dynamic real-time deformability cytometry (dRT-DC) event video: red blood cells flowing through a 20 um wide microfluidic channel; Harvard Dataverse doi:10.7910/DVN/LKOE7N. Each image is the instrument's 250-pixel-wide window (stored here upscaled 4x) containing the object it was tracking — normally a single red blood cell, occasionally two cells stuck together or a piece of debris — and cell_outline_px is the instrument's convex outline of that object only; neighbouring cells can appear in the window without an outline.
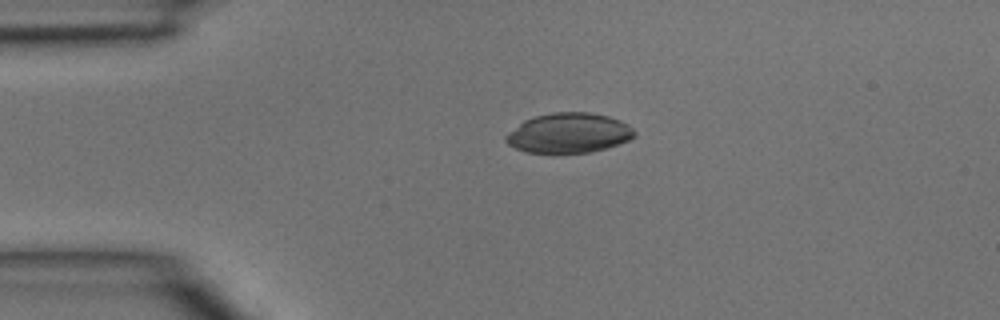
{"species": "common noctule bat (a hibernating species)", "species_latin": "Nyctalus noctula", "temperature_condition": "room temperature", "stored_images_in_passage": 3, "camera_frame_rate_fps": 3000, "um_per_image_px": 0.085, "animal": {"sex": "male", "body_mass_g": 15.6}, "frame": {"image": 1, "passage_image": 1, "time_ms": 0.0, "image_size_px": [1000, 320], "cell_outline_px": [[636, 136], [628, 140], [592, 152], [552, 156], [528, 152], [516, 148], [508, 144], [504, 140], [504, 136], [508, 132], [524, 120], [536, 116], [552, 112], [588, 112], [608, 116], [620, 120], [628, 124], [636, 132]], "centroid_in_image_um": [48.31, 11.34], "position_along_channel_um": 36.7, "area_um2": 30.58}}
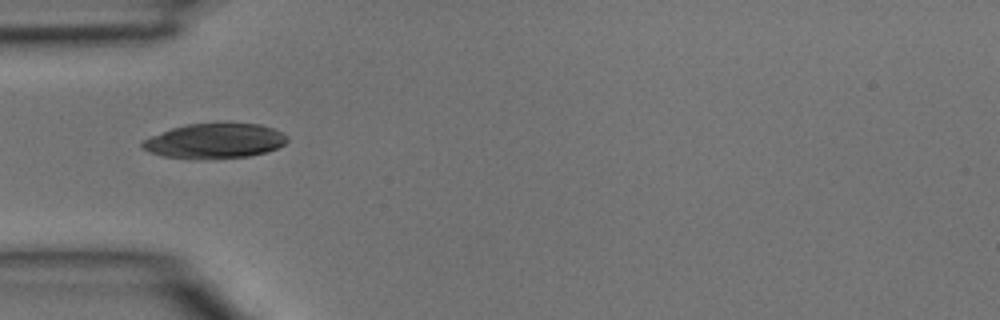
{"frame": {"image": 2, "passage_image": 2, "time_ms": 0.333, "image_size_px": [1000, 320], "cell_outline_px": [[288, 140], [284, 144], [268, 152], [248, 156], [196, 160], [164, 156], [148, 152], [140, 148], [140, 144], [144, 140], [152, 136], [172, 128], [188, 124], [260, 124], [272, 128], [288, 136]], "centroid_in_image_um": [18.23, 12.0], "position_along_channel_um": 66.8, "area_um2": 29.42}}